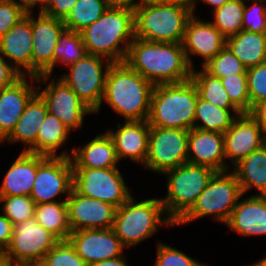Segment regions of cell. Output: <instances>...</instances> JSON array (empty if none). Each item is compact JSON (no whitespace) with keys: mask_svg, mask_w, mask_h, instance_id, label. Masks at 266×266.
Listing matches in <instances>:
<instances>
[{"mask_svg":"<svg viewBox=\"0 0 266 266\" xmlns=\"http://www.w3.org/2000/svg\"><path fill=\"white\" fill-rule=\"evenodd\" d=\"M124 62L154 86L191 79L192 68L188 64L182 43L135 38Z\"/></svg>","mask_w":266,"mask_h":266,"instance_id":"6da1fadb","label":"cell"},{"mask_svg":"<svg viewBox=\"0 0 266 266\" xmlns=\"http://www.w3.org/2000/svg\"><path fill=\"white\" fill-rule=\"evenodd\" d=\"M154 85L125 62L109 68L102 102L124 117V121H145L150 113Z\"/></svg>","mask_w":266,"mask_h":266,"instance_id":"7a4b0ae2","label":"cell"},{"mask_svg":"<svg viewBox=\"0 0 266 266\" xmlns=\"http://www.w3.org/2000/svg\"><path fill=\"white\" fill-rule=\"evenodd\" d=\"M87 54L113 63L124 62L135 39L134 11L108 7L103 15L80 31Z\"/></svg>","mask_w":266,"mask_h":266,"instance_id":"3957f363","label":"cell"},{"mask_svg":"<svg viewBox=\"0 0 266 266\" xmlns=\"http://www.w3.org/2000/svg\"><path fill=\"white\" fill-rule=\"evenodd\" d=\"M199 94L191 79L155 85L151 95L148 123L153 127L191 130Z\"/></svg>","mask_w":266,"mask_h":266,"instance_id":"277c9868","label":"cell"},{"mask_svg":"<svg viewBox=\"0 0 266 266\" xmlns=\"http://www.w3.org/2000/svg\"><path fill=\"white\" fill-rule=\"evenodd\" d=\"M159 226H175L167 216L160 198L137 202L132 195L116 209L112 229L127 249L153 236Z\"/></svg>","mask_w":266,"mask_h":266,"instance_id":"5b68a950","label":"cell"},{"mask_svg":"<svg viewBox=\"0 0 266 266\" xmlns=\"http://www.w3.org/2000/svg\"><path fill=\"white\" fill-rule=\"evenodd\" d=\"M193 13L177 5L145 0L134 11L135 38L182 43L185 27Z\"/></svg>","mask_w":266,"mask_h":266,"instance_id":"8992f818","label":"cell"},{"mask_svg":"<svg viewBox=\"0 0 266 266\" xmlns=\"http://www.w3.org/2000/svg\"><path fill=\"white\" fill-rule=\"evenodd\" d=\"M215 173L210 167L188 162L163 173L167 177V195L160 200L175 224L196 203Z\"/></svg>","mask_w":266,"mask_h":266,"instance_id":"52a82bcc","label":"cell"},{"mask_svg":"<svg viewBox=\"0 0 266 266\" xmlns=\"http://www.w3.org/2000/svg\"><path fill=\"white\" fill-rule=\"evenodd\" d=\"M241 197L243 193L235 174L231 170L216 172L196 203L175 226L185 225L205 216H214L225 225Z\"/></svg>","mask_w":266,"mask_h":266,"instance_id":"ba28073f","label":"cell"},{"mask_svg":"<svg viewBox=\"0 0 266 266\" xmlns=\"http://www.w3.org/2000/svg\"><path fill=\"white\" fill-rule=\"evenodd\" d=\"M59 241L33 217L13 225L10 244L1 256L13 266H40Z\"/></svg>","mask_w":266,"mask_h":266,"instance_id":"9c48e42d","label":"cell"},{"mask_svg":"<svg viewBox=\"0 0 266 266\" xmlns=\"http://www.w3.org/2000/svg\"><path fill=\"white\" fill-rule=\"evenodd\" d=\"M112 64L104 57L85 54L82 59L68 66L70 74L63 73L59 78L96 115L101 109L106 78Z\"/></svg>","mask_w":266,"mask_h":266,"instance_id":"30bf717a","label":"cell"},{"mask_svg":"<svg viewBox=\"0 0 266 266\" xmlns=\"http://www.w3.org/2000/svg\"><path fill=\"white\" fill-rule=\"evenodd\" d=\"M189 130L150 126L148 155L143 167L158 174L188 162Z\"/></svg>","mask_w":266,"mask_h":266,"instance_id":"8fae6325","label":"cell"},{"mask_svg":"<svg viewBox=\"0 0 266 266\" xmlns=\"http://www.w3.org/2000/svg\"><path fill=\"white\" fill-rule=\"evenodd\" d=\"M73 189L81 195L101 200L116 208L132 196L118 167L74 168Z\"/></svg>","mask_w":266,"mask_h":266,"instance_id":"7c38bea8","label":"cell"},{"mask_svg":"<svg viewBox=\"0 0 266 266\" xmlns=\"http://www.w3.org/2000/svg\"><path fill=\"white\" fill-rule=\"evenodd\" d=\"M51 77L49 74L36 77V83L40 84V86H36L37 93L46 103L48 112L56 116L70 131L80 129L84 117L94 114V112L62 79L58 78L55 81V78L50 80ZM41 84L46 85L44 89Z\"/></svg>","mask_w":266,"mask_h":266,"instance_id":"4fadbf2b","label":"cell"},{"mask_svg":"<svg viewBox=\"0 0 266 266\" xmlns=\"http://www.w3.org/2000/svg\"><path fill=\"white\" fill-rule=\"evenodd\" d=\"M74 168L69 157H47L38 167L30 197L35 204L66 201L73 189ZM64 194L63 200L55 199Z\"/></svg>","mask_w":266,"mask_h":266,"instance_id":"5bb4252c","label":"cell"},{"mask_svg":"<svg viewBox=\"0 0 266 266\" xmlns=\"http://www.w3.org/2000/svg\"><path fill=\"white\" fill-rule=\"evenodd\" d=\"M32 12V76L49 74L54 71V50L59 36L66 29L63 20L55 19L42 12Z\"/></svg>","mask_w":266,"mask_h":266,"instance_id":"9a60e30c","label":"cell"},{"mask_svg":"<svg viewBox=\"0 0 266 266\" xmlns=\"http://www.w3.org/2000/svg\"><path fill=\"white\" fill-rule=\"evenodd\" d=\"M66 202L71 231L112 228L117 209L115 206L81 195L74 189Z\"/></svg>","mask_w":266,"mask_h":266,"instance_id":"2e32d148","label":"cell"},{"mask_svg":"<svg viewBox=\"0 0 266 266\" xmlns=\"http://www.w3.org/2000/svg\"><path fill=\"white\" fill-rule=\"evenodd\" d=\"M68 241L88 266L120 257L126 249L112 228L72 231Z\"/></svg>","mask_w":266,"mask_h":266,"instance_id":"e0dca14e","label":"cell"},{"mask_svg":"<svg viewBox=\"0 0 266 266\" xmlns=\"http://www.w3.org/2000/svg\"><path fill=\"white\" fill-rule=\"evenodd\" d=\"M266 144V137L257 119L251 113L238 115L224 133L225 158L235 166L253 151Z\"/></svg>","mask_w":266,"mask_h":266,"instance_id":"ac0fdd59","label":"cell"},{"mask_svg":"<svg viewBox=\"0 0 266 266\" xmlns=\"http://www.w3.org/2000/svg\"><path fill=\"white\" fill-rule=\"evenodd\" d=\"M182 45L188 64L194 69L192 56L202 58V67L226 46V38L210 20H201L193 14L186 24Z\"/></svg>","mask_w":266,"mask_h":266,"instance_id":"d6986e66","label":"cell"},{"mask_svg":"<svg viewBox=\"0 0 266 266\" xmlns=\"http://www.w3.org/2000/svg\"><path fill=\"white\" fill-rule=\"evenodd\" d=\"M32 41V12L26 13L0 38V54L22 76H32Z\"/></svg>","mask_w":266,"mask_h":266,"instance_id":"ffe728a7","label":"cell"},{"mask_svg":"<svg viewBox=\"0 0 266 266\" xmlns=\"http://www.w3.org/2000/svg\"><path fill=\"white\" fill-rule=\"evenodd\" d=\"M23 75L12 85L0 90V142L3 143L13 132L27 103L37 93L34 87L36 77Z\"/></svg>","mask_w":266,"mask_h":266,"instance_id":"44dd1931","label":"cell"},{"mask_svg":"<svg viewBox=\"0 0 266 266\" xmlns=\"http://www.w3.org/2000/svg\"><path fill=\"white\" fill-rule=\"evenodd\" d=\"M117 130H106L111 136L119 161L129 158L144 165L148 155L150 125L145 121H124L117 124Z\"/></svg>","mask_w":266,"mask_h":266,"instance_id":"7402d4cb","label":"cell"},{"mask_svg":"<svg viewBox=\"0 0 266 266\" xmlns=\"http://www.w3.org/2000/svg\"><path fill=\"white\" fill-rule=\"evenodd\" d=\"M187 156L188 163L207 166L216 172L230 169L224 153V134L219 132L189 130Z\"/></svg>","mask_w":266,"mask_h":266,"instance_id":"603a6c76","label":"cell"},{"mask_svg":"<svg viewBox=\"0 0 266 266\" xmlns=\"http://www.w3.org/2000/svg\"><path fill=\"white\" fill-rule=\"evenodd\" d=\"M241 200H238L225 225L242 236H265L266 195L254 194Z\"/></svg>","mask_w":266,"mask_h":266,"instance_id":"cb8c5ba5","label":"cell"},{"mask_svg":"<svg viewBox=\"0 0 266 266\" xmlns=\"http://www.w3.org/2000/svg\"><path fill=\"white\" fill-rule=\"evenodd\" d=\"M47 156L22 151L10 165L0 187V196H30L37 167Z\"/></svg>","mask_w":266,"mask_h":266,"instance_id":"d4e9b609","label":"cell"},{"mask_svg":"<svg viewBox=\"0 0 266 266\" xmlns=\"http://www.w3.org/2000/svg\"><path fill=\"white\" fill-rule=\"evenodd\" d=\"M71 151L73 168H114L120 162L114 142L107 131L98 134L83 146L73 147Z\"/></svg>","mask_w":266,"mask_h":266,"instance_id":"484cf974","label":"cell"},{"mask_svg":"<svg viewBox=\"0 0 266 266\" xmlns=\"http://www.w3.org/2000/svg\"><path fill=\"white\" fill-rule=\"evenodd\" d=\"M47 113L46 103L36 93L27 103L13 132L4 142H8V144L16 142L25 144L22 151L27 152L36 143L40 125L43 123Z\"/></svg>","mask_w":266,"mask_h":266,"instance_id":"4316f807","label":"cell"},{"mask_svg":"<svg viewBox=\"0 0 266 266\" xmlns=\"http://www.w3.org/2000/svg\"><path fill=\"white\" fill-rule=\"evenodd\" d=\"M231 168L243 195L252 191L251 188L258 191L257 195H266V144Z\"/></svg>","mask_w":266,"mask_h":266,"instance_id":"83f0119b","label":"cell"},{"mask_svg":"<svg viewBox=\"0 0 266 266\" xmlns=\"http://www.w3.org/2000/svg\"><path fill=\"white\" fill-rule=\"evenodd\" d=\"M70 130L49 112L40 125L36 143L27 151L47 157H71L67 150L57 155V150L69 140Z\"/></svg>","mask_w":266,"mask_h":266,"instance_id":"f1b7e54d","label":"cell"},{"mask_svg":"<svg viewBox=\"0 0 266 266\" xmlns=\"http://www.w3.org/2000/svg\"><path fill=\"white\" fill-rule=\"evenodd\" d=\"M226 46L246 68L266 62V33L242 30L226 38Z\"/></svg>","mask_w":266,"mask_h":266,"instance_id":"f546056e","label":"cell"},{"mask_svg":"<svg viewBox=\"0 0 266 266\" xmlns=\"http://www.w3.org/2000/svg\"><path fill=\"white\" fill-rule=\"evenodd\" d=\"M240 114L242 112L239 109H222L198 97L194 128L224 134Z\"/></svg>","mask_w":266,"mask_h":266,"instance_id":"4dcf8cb0","label":"cell"},{"mask_svg":"<svg viewBox=\"0 0 266 266\" xmlns=\"http://www.w3.org/2000/svg\"><path fill=\"white\" fill-rule=\"evenodd\" d=\"M34 218L46 230L59 240H68L72 232L68 223V207L66 201L35 204Z\"/></svg>","mask_w":266,"mask_h":266,"instance_id":"1f68e13d","label":"cell"},{"mask_svg":"<svg viewBox=\"0 0 266 266\" xmlns=\"http://www.w3.org/2000/svg\"><path fill=\"white\" fill-rule=\"evenodd\" d=\"M191 80L196 85L199 97L222 109H238L230 100L220 78L207 73L203 68L192 69Z\"/></svg>","mask_w":266,"mask_h":266,"instance_id":"d6a6232c","label":"cell"},{"mask_svg":"<svg viewBox=\"0 0 266 266\" xmlns=\"http://www.w3.org/2000/svg\"><path fill=\"white\" fill-rule=\"evenodd\" d=\"M108 9L107 0H78L63 21L67 30L80 32Z\"/></svg>","mask_w":266,"mask_h":266,"instance_id":"836d02e7","label":"cell"},{"mask_svg":"<svg viewBox=\"0 0 266 266\" xmlns=\"http://www.w3.org/2000/svg\"><path fill=\"white\" fill-rule=\"evenodd\" d=\"M244 0H229L222 7L212 11L213 21L210 22L228 38L242 31Z\"/></svg>","mask_w":266,"mask_h":266,"instance_id":"e575fe53","label":"cell"},{"mask_svg":"<svg viewBox=\"0 0 266 266\" xmlns=\"http://www.w3.org/2000/svg\"><path fill=\"white\" fill-rule=\"evenodd\" d=\"M86 50L80 32L65 29L54 50V68L57 63L68 67L85 56Z\"/></svg>","mask_w":266,"mask_h":266,"instance_id":"d590c367","label":"cell"},{"mask_svg":"<svg viewBox=\"0 0 266 266\" xmlns=\"http://www.w3.org/2000/svg\"><path fill=\"white\" fill-rule=\"evenodd\" d=\"M201 68L210 75L218 78L247 72V68L227 46H225L215 57L211 58Z\"/></svg>","mask_w":266,"mask_h":266,"instance_id":"8d00e7d4","label":"cell"},{"mask_svg":"<svg viewBox=\"0 0 266 266\" xmlns=\"http://www.w3.org/2000/svg\"><path fill=\"white\" fill-rule=\"evenodd\" d=\"M1 203L2 213L13 225L34 217L35 202L30 196H0Z\"/></svg>","mask_w":266,"mask_h":266,"instance_id":"74e56055","label":"cell"},{"mask_svg":"<svg viewBox=\"0 0 266 266\" xmlns=\"http://www.w3.org/2000/svg\"><path fill=\"white\" fill-rule=\"evenodd\" d=\"M231 102L242 112L250 113V98L247 86V74L239 73L220 78Z\"/></svg>","mask_w":266,"mask_h":266,"instance_id":"f35d334b","label":"cell"},{"mask_svg":"<svg viewBox=\"0 0 266 266\" xmlns=\"http://www.w3.org/2000/svg\"><path fill=\"white\" fill-rule=\"evenodd\" d=\"M40 266H88L76 253L68 240H60L46 256Z\"/></svg>","mask_w":266,"mask_h":266,"instance_id":"ab89813d","label":"cell"},{"mask_svg":"<svg viewBox=\"0 0 266 266\" xmlns=\"http://www.w3.org/2000/svg\"><path fill=\"white\" fill-rule=\"evenodd\" d=\"M246 74L251 113L257 104L266 100V62L247 68Z\"/></svg>","mask_w":266,"mask_h":266,"instance_id":"60d3db41","label":"cell"},{"mask_svg":"<svg viewBox=\"0 0 266 266\" xmlns=\"http://www.w3.org/2000/svg\"><path fill=\"white\" fill-rule=\"evenodd\" d=\"M243 11L242 29L255 33H266V0H251Z\"/></svg>","mask_w":266,"mask_h":266,"instance_id":"b9f144b4","label":"cell"},{"mask_svg":"<svg viewBox=\"0 0 266 266\" xmlns=\"http://www.w3.org/2000/svg\"><path fill=\"white\" fill-rule=\"evenodd\" d=\"M154 266H207L174 247L157 242Z\"/></svg>","mask_w":266,"mask_h":266,"instance_id":"7bdbcfd3","label":"cell"},{"mask_svg":"<svg viewBox=\"0 0 266 266\" xmlns=\"http://www.w3.org/2000/svg\"><path fill=\"white\" fill-rule=\"evenodd\" d=\"M26 11L12 0H0V38L23 17Z\"/></svg>","mask_w":266,"mask_h":266,"instance_id":"ee69618b","label":"cell"},{"mask_svg":"<svg viewBox=\"0 0 266 266\" xmlns=\"http://www.w3.org/2000/svg\"><path fill=\"white\" fill-rule=\"evenodd\" d=\"M78 0H47L42 13L59 20H65Z\"/></svg>","mask_w":266,"mask_h":266,"instance_id":"f6af8a7d","label":"cell"},{"mask_svg":"<svg viewBox=\"0 0 266 266\" xmlns=\"http://www.w3.org/2000/svg\"><path fill=\"white\" fill-rule=\"evenodd\" d=\"M22 75L0 54V90L12 85Z\"/></svg>","mask_w":266,"mask_h":266,"instance_id":"bcb514c9","label":"cell"},{"mask_svg":"<svg viewBox=\"0 0 266 266\" xmlns=\"http://www.w3.org/2000/svg\"><path fill=\"white\" fill-rule=\"evenodd\" d=\"M12 234V222L3 213L0 214V255L9 246Z\"/></svg>","mask_w":266,"mask_h":266,"instance_id":"7dc6e473","label":"cell"},{"mask_svg":"<svg viewBox=\"0 0 266 266\" xmlns=\"http://www.w3.org/2000/svg\"><path fill=\"white\" fill-rule=\"evenodd\" d=\"M251 114L257 119L263 130L264 136L266 137V100L257 104L253 108Z\"/></svg>","mask_w":266,"mask_h":266,"instance_id":"c3c4849f","label":"cell"},{"mask_svg":"<svg viewBox=\"0 0 266 266\" xmlns=\"http://www.w3.org/2000/svg\"><path fill=\"white\" fill-rule=\"evenodd\" d=\"M145 0H107L108 7L127 8L133 11Z\"/></svg>","mask_w":266,"mask_h":266,"instance_id":"681fc988","label":"cell"},{"mask_svg":"<svg viewBox=\"0 0 266 266\" xmlns=\"http://www.w3.org/2000/svg\"><path fill=\"white\" fill-rule=\"evenodd\" d=\"M16 2L19 6H21L27 13L32 12L34 10V7L39 5L37 9H39V12H42L47 0H12Z\"/></svg>","mask_w":266,"mask_h":266,"instance_id":"f907efd6","label":"cell"},{"mask_svg":"<svg viewBox=\"0 0 266 266\" xmlns=\"http://www.w3.org/2000/svg\"><path fill=\"white\" fill-rule=\"evenodd\" d=\"M163 4H169V5H177L180 7H183L185 9L190 10L193 14H195V8L197 5V0H156Z\"/></svg>","mask_w":266,"mask_h":266,"instance_id":"816d5d0a","label":"cell"},{"mask_svg":"<svg viewBox=\"0 0 266 266\" xmlns=\"http://www.w3.org/2000/svg\"><path fill=\"white\" fill-rule=\"evenodd\" d=\"M126 261L125 255H122L116 258L102 260L100 262L91 264L90 266H129Z\"/></svg>","mask_w":266,"mask_h":266,"instance_id":"f5cc1de1","label":"cell"},{"mask_svg":"<svg viewBox=\"0 0 266 266\" xmlns=\"http://www.w3.org/2000/svg\"><path fill=\"white\" fill-rule=\"evenodd\" d=\"M199 0H197L198 3ZM203 3L212 6V10L215 11L216 9L222 7L226 2L229 0H201Z\"/></svg>","mask_w":266,"mask_h":266,"instance_id":"db71d44e","label":"cell"},{"mask_svg":"<svg viewBox=\"0 0 266 266\" xmlns=\"http://www.w3.org/2000/svg\"><path fill=\"white\" fill-rule=\"evenodd\" d=\"M250 266H266V257H263L260 261L254 263Z\"/></svg>","mask_w":266,"mask_h":266,"instance_id":"11a10c76","label":"cell"},{"mask_svg":"<svg viewBox=\"0 0 266 266\" xmlns=\"http://www.w3.org/2000/svg\"><path fill=\"white\" fill-rule=\"evenodd\" d=\"M0 266H13L5 258L0 255Z\"/></svg>","mask_w":266,"mask_h":266,"instance_id":"9f6ffc18","label":"cell"}]
</instances>
